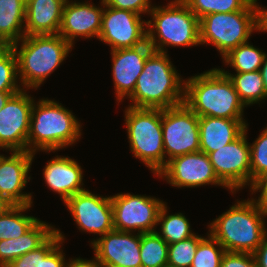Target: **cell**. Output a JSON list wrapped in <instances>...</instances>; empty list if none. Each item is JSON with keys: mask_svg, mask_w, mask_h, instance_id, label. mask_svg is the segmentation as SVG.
Segmentation results:
<instances>
[{"mask_svg": "<svg viewBox=\"0 0 267 267\" xmlns=\"http://www.w3.org/2000/svg\"><path fill=\"white\" fill-rule=\"evenodd\" d=\"M178 74L167 53L152 51L128 97L129 107L166 109L184 103L185 80Z\"/></svg>", "mask_w": 267, "mask_h": 267, "instance_id": "cell-1", "label": "cell"}, {"mask_svg": "<svg viewBox=\"0 0 267 267\" xmlns=\"http://www.w3.org/2000/svg\"><path fill=\"white\" fill-rule=\"evenodd\" d=\"M184 103L198 117L244 119L245 105L230 78L220 68L185 80Z\"/></svg>", "mask_w": 267, "mask_h": 267, "instance_id": "cell-2", "label": "cell"}, {"mask_svg": "<svg viewBox=\"0 0 267 267\" xmlns=\"http://www.w3.org/2000/svg\"><path fill=\"white\" fill-rule=\"evenodd\" d=\"M265 212L252 198L238 201L213 220L209 234L227 252L251 253L261 244L267 233Z\"/></svg>", "mask_w": 267, "mask_h": 267, "instance_id": "cell-3", "label": "cell"}, {"mask_svg": "<svg viewBox=\"0 0 267 267\" xmlns=\"http://www.w3.org/2000/svg\"><path fill=\"white\" fill-rule=\"evenodd\" d=\"M33 103L27 151L55 152L73 145L81 137V124L75 115L54 100Z\"/></svg>", "mask_w": 267, "mask_h": 267, "instance_id": "cell-4", "label": "cell"}, {"mask_svg": "<svg viewBox=\"0 0 267 267\" xmlns=\"http://www.w3.org/2000/svg\"><path fill=\"white\" fill-rule=\"evenodd\" d=\"M11 47L17 58L19 84L27 90L40 87L72 49L59 34L24 36Z\"/></svg>", "mask_w": 267, "mask_h": 267, "instance_id": "cell-5", "label": "cell"}, {"mask_svg": "<svg viewBox=\"0 0 267 267\" xmlns=\"http://www.w3.org/2000/svg\"><path fill=\"white\" fill-rule=\"evenodd\" d=\"M149 15L152 20L147 21V42L153 51L166 53L164 46L200 44L199 18L183 0H172L163 7L155 5Z\"/></svg>", "mask_w": 267, "mask_h": 267, "instance_id": "cell-6", "label": "cell"}, {"mask_svg": "<svg viewBox=\"0 0 267 267\" xmlns=\"http://www.w3.org/2000/svg\"><path fill=\"white\" fill-rule=\"evenodd\" d=\"M200 44H212L224 57L240 44L248 42L253 31L260 32L259 4L246 10L208 14L199 20Z\"/></svg>", "mask_w": 267, "mask_h": 267, "instance_id": "cell-7", "label": "cell"}, {"mask_svg": "<svg viewBox=\"0 0 267 267\" xmlns=\"http://www.w3.org/2000/svg\"><path fill=\"white\" fill-rule=\"evenodd\" d=\"M130 150L152 173L157 175L166 165L161 109L134 108L125 109Z\"/></svg>", "mask_w": 267, "mask_h": 267, "instance_id": "cell-8", "label": "cell"}, {"mask_svg": "<svg viewBox=\"0 0 267 267\" xmlns=\"http://www.w3.org/2000/svg\"><path fill=\"white\" fill-rule=\"evenodd\" d=\"M161 125L166 163L200 151L199 117L185 103L161 109Z\"/></svg>", "mask_w": 267, "mask_h": 267, "instance_id": "cell-9", "label": "cell"}, {"mask_svg": "<svg viewBox=\"0 0 267 267\" xmlns=\"http://www.w3.org/2000/svg\"><path fill=\"white\" fill-rule=\"evenodd\" d=\"M114 230L155 232L163 200L156 197L120 193L111 196Z\"/></svg>", "mask_w": 267, "mask_h": 267, "instance_id": "cell-10", "label": "cell"}, {"mask_svg": "<svg viewBox=\"0 0 267 267\" xmlns=\"http://www.w3.org/2000/svg\"><path fill=\"white\" fill-rule=\"evenodd\" d=\"M231 143L208 154L218 179L236 193L245 185L251 186L250 143L247 142V128Z\"/></svg>", "mask_w": 267, "mask_h": 267, "instance_id": "cell-11", "label": "cell"}, {"mask_svg": "<svg viewBox=\"0 0 267 267\" xmlns=\"http://www.w3.org/2000/svg\"><path fill=\"white\" fill-rule=\"evenodd\" d=\"M140 14L104 3L99 40L111 50L135 48L147 42V21Z\"/></svg>", "mask_w": 267, "mask_h": 267, "instance_id": "cell-12", "label": "cell"}, {"mask_svg": "<svg viewBox=\"0 0 267 267\" xmlns=\"http://www.w3.org/2000/svg\"><path fill=\"white\" fill-rule=\"evenodd\" d=\"M22 90L14 94L0 109V148L27 151L33 97Z\"/></svg>", "mask_w": 267, "mask_h": 267, "instance_id": "cell-13", "label": "cell"}, {"mask_svg": "<svg viewBox=\"0 0 267 267\" xmlns=\"http://www.w3.org/2000/svg\"><path fill=\"white\" fill-rule=\"evenodd\" d=\"M174 187L218 185L227 188L217 177L209 156L202 151L188 153L169 160L157 174Z\"/></svg>", "mask_w": 267, "mask_h": 267, "instance_id": "cell-14", "label": "cell"}, {"mask_svg": "<svg viewBox=\"0 0 267 267\" xmlns=\"http://www.w3.org/2000/svg\"><path fill=\"white\" fill-rule=\"evenodd\" d=\"M66 204L81 231L103 236L114 230L111 196H99L84 190L68 198Z\"/></svg>", "mask_w": 267, "mask_h": 267, "instance_id": "cell-15", "label": "cell"}, {"mask_svg": "<svg viewBox=\"0 0 267 267\" xmlns=\"http://www.w3.org/2000/svg\"><path fill=\"white\" fill-rule=\"evenodd\" d=\"M141 234L112 230L91 241L102 267H141Z\"/></svg>", "mask_w": 267, "mask_h": 267, "instance_id": "cell-16", "label": "cell"}, {"mask_svg": "<svg viewBox=\"0 0 267 267\" xmlns=\"http://www.w3.org/2000/svg\"><path fill=\"white\" fill-rule=\"evenodd\" d=\"M34 156L29 151H11L9 157L0 154V196L10 205L33 203L32 195L22 191L31 179L28 172Z\"/></svg>", "mask_w": 267, "mask_h": 267, "instance_id": "cell-17", "label": "cell"}, {"mask_svg": "<svg viewBox=\"0 0 267 267\" xmlns=\"http://www.w3.org/2000/svg\"><path fill=\"white\" fill-rule=\"evenodd\" d=\"M101 8L90 4V2H71L66 0L61 25L58 34L61 35L72 47L74 40L81 38H99L104 3L101 1ZM103 7V8H102Z\"/></svg>", "mask_w": 267, "mask_h": 267, "instance_id": "cell-18", "label": "cell"}, {"mask_svg": "<svg viewBox=\"0 0 267 267\" xmlns=\"http://www.w3.org/2000/svg\"><path fill=\"white\" fill-rule=\"evenodd\" d=\"M152 51L148 42L135 48L111 50L112 76L118 103L133 93L138 76Z\"/></svg>", "mask_w": 267, "mask_h": 267, "instance_id": "cell-19", "label": "cell"}, {"mask_svg": "<svg viewBox=\"0 0 267 267\" xmlns=\"http://www.w3.org/2000/svg\"><path fill=\"white\" fill-rule=\"evenodd\" d=\"M43 170L47 186L53 192L58 193L63 202L74 194L86 190L83 188L81 166L68 156H56L47 162Z\"/></svg>", "mask_w": 267, "mask_h": 267, "instance_id": "cell-20", "label": "cell"}, {"mask_svg": "<svg viewBox=\"0 0 267 267\" xmlns=\"http://www.w3.org/2000/svg\"><path fill=\"white\" fill-rule=\"evenodd\" d=\"M243 119L199 117L200 151H216L237 139L246 127Z\"/></svg>", "mask_w": 267, "mask_h": 267, "instance_id": "cell-21", "label": "cell"}, {"mask_svg": "<svg viewBox=\"0 0 267 267\" xmlns=\"http://www.w3.org/2000/svg\"><path fill=\"white\" fill-rule=\"evenodd\" d=\"M66 0H27L25 36L58 34Z\"/></svg>", "mask_w": 267, "mask_h": 267, "instance_id": "cell-22", "label": "cell"}, {"mask_svg": "<svg viewBox=\"0 0 267 267\" xmlns=\"http://www.w3.org/2000/svg\"><path fill=\"white\" fill-rule=\"evenodd\" d=\"M56 228L39 220L27 233L17 239L0 240V267H6L21 255L38 249L54 233Z\"/></svg>", "mask_w": 267, "mask_h": 267, "instance_id": "cell-23", "label": "cell"}, {"mask_svg": "<svg viewBox=\"0 0 267 267\" xmlns=\"http://www.w3.org/2000/svg\"><path fill=\"white\" fill-rule=\"evenodd\" d=\"M26 0H0V40L11 46L25 36Z\"/></svg>", "mask_w": 267, "mask_h": 267, "instance_id": "cell-24", "label": "cell"}, {"mask_svg": "<svg viewBox=\"0 0 267 267\" xmlns=\"http://www.w3.org/2000/svg\"><path fill=\"white\" fill-rule=\"evenodd\" d=\"M220 70L230 78L245 107L266 100L267 93L260 70L236 74H231L225 69Z\"/></svg>", "mask_w": 267, "mask_h": 267, "instance_id": "cell-25", "label": "cell"}, {"mask_svg": "<svg viewBox=\"0 0 267 267\" xmlns=\"http://www.w3.org/2000/svg\"><path fill=\"white\" fill-rule=\"evenodd\" d=\"M31 206L11 205L0 214V240L17 239L39 221L36 217L23 214Z\"/></svg>", "mask_w": 267, "mask_h": 267, "instance_id": "cell-26", "label": "cell"}, {"mask_svg": "<svg viewBox=\"0 0 267 267\" xmlns=\"http://www.w3.org/2000/svg\"><path fill=\"white\" fill-rule=\"evenodd\" d=\"M167 206L164 204L158 215V222L160 232L156 233L168 244L185 240L196 233L192 232L190 223L188 222L185 215L182 213H175L168 215Z\"/></svg>", "mask_w": 267, "mask_h": 267, "instance_id": "cell-27", "label": "cell"}, {"mask_svg": "<svg viewBox=\"0 0 267 267\" xmlns=\"http://www.w3.org/2000/svg\"><path fill=\"white\" fill-rule=\"evenodd\" d=\"M262 51L246 42L229 51L222 59L224 64L230 65L236 73L258 71L266 54Z\"/></svg>", "mask_w": 267, "mask_h": 267, "instance_id": "cell-28", "label": "cell"}, {"mask_svg": "<svg viewBox=\"0 0 267 267\" xmlns=\"http://www.w3.org/2000/svg\"><path fill=\"white\" fill-rule=\"evenodd\" d=\"M141 267H163L168 263V244L155 232L141 233Z\"/></svg>", "mask_w": 267, "mask_h": 267, "instance_id": "cell-29", "label": "cell"}, {"mask_svg": "<svg viewBox=\"0 0 267 267\" xmlns=\"http://www.w3.org/2000/svg\"><path fill=\"white\" fill-rule=\"evenodd\" d=\"M199 20L214 13H230L246 10L251 0H183Z\"/></svg>", "mask_w": 267, "mask_h": 267, "instance_id": "cell-30", "label": "cell"}, {"mask_svg": "<svg viewBox=\"0 0 267 267\" xmlns=\"http://www.w3.org/2000/svg\"><path fill=\"white\" fill-rule=\"evenodd\" d=\"M17 58L11 46L0 49V92L22 91L18 85Z\"/></svg>", "mask_w": 267, "mask_h": 267, "instance_id": "cell-31", "label": "cell"}, {"mask_svg": "<svg viewBox=\"0 0 267 267\" xmlns=\"http://www.w3.org/2000/svg\"><path fill=\"white\" fill-rule=\"evenodd\" d=\"M64 235L60 230L56 232L38 249L21 255L6 267H42L44 259L60 244L64 243Z\"/></svg>", "mask_w": 267, "mask_h": 267, "instance_id": "cell-32", "label": "cell"}, {"mask_svg": "<svg viewBox=\"0 0 267 267\" xmlns=\"http://www.w3.org/2000/svg\"><path fill=\"white\" fill-rule=\"evenodd\" d=\"M225 252L224 247L208 234L207 238L205 237L199 242L190 267H220Z\"/></svg>", "mask_w": 267, "mask_h": 267, "instance_id": "cell-33", "label": "cell"}, {"mask_svg": "<svg viewBox=\"0 0 267 267\" xmlns=\"http://www.w3.org/2000/svg\"><path fill=\"white\" fill-rule=\"evenodd\" d=\"M203 238L195 234L185 240L168 245V263L176 267H190L194 260L197 246Z\"/></svg>", "mask_w": 267, "mask_h": 267, "instance_id": "cell-34", "label": "cell"}, {"mask_svg": "<svg viewBox=\"0 0 267 267\" xmlns=\"http://www.w3.org/2000/svg\"><path fill=\"white\" fill-rule=\"evenodd\" d=\"M251 185L261 175L267 173V127L250 144Z\"/></svg>", "mask_w": 267, "mask_h": 267, "instance_id": "cell-35", "label": "cell"}, {"mask_svg": "<svg viewBox=\"0 0 267 267\" xmlns=\"http://www.w3.org/2000/svg\"><path fill=\"white\" fill-rule=\"evenodd\" d=\"M220 267H257L254 255L251 253L225 252Z\"/></svg>", "mask_w": 267, "mask_h": 267, "instance_id": "cell-36", "label": "cell"}, {"mask_svg": "<svg viewBox=\"0 0 267 267\" xmlns=\"http://www.w3.org/2000/svg\"><path fill=\"white\" fill-rule=\"evenodd\" d=\"M150 0H108L106 4L112 8L129 10L137 14H149L152 10Z\"/></svg>", "mask_w": 267, "mask_h": 267, "instance_id": "cell-37", "label": "cell"}, {"mask_svg": "<svg viewBox=\"0 0 267 267\" xmlns=\"http://www.w3.org/2000/svg\"><path fill=\"white\" fill-rule=\"evenodd\" d=\"M250 191L260 192L258 200L252 198L265 212H267V173L259 176L250 186Z\"/></svg>", "mask_w": 267, "mask_h": 267, "instance_id": "cell-38", "label": "cell"}, {"mask_svg": "<svg viewBox=\"0 0 267 267\" xmlns=\"http://www.w3.org/2000/svg\"><path fill=\"white\" fill-rule=\"evenodd\" d=\"M60 243L42 262V267H65V255L61 249Z\"/></svg>", "mask_w": 267, "mask_h": 267, "instance_id": "cell-39", "label": "cell"}, {"mask_svg": "<svg viewBox=\"0 0 267 267\" xmlns=\"http://www.w3.org/2000/svg\"><path fill=\"white\" fill-rule=\"evenodd\" d=\"M257 267H267V233L259 247L253 253Z\"/></svg>", "mask_w": 267, "mask_h": 267, "instance_id": "cell-40", "label": "cell"}, {"mask_svg": "<svg viewBox=\"0 0 267 267\" xmlns=\"http://www.w3.org/2000/svg\"><path fill=\"white\" fill-rule=\"evenodd\" d=\"M65 267H102L98 260L94 257L93 260H86L82 258L71 259L66 263Z\"/></svg>", "mask_w": 267, "mask_h": 267, "instance_id": "cell-41", "label": "cell"}, {"mask_svg": "<svg viewBox=\"0 0 267 267\" xmlns=\"http://www.w3.org/2000/svg\"><path fill=\"white\" fill-rule=\"evenodd\" d=\"M260 31L267 32V9L259 6Z\"/></svg>", "mask_w": 267, "mask_h": 267, "instance_id": "cell-42", "label": "cell"}, {"mask_svg": "<svg viewBox=\"0 0 267 267\" xmlns=\"http://www.w3.org/2000/svg\"><path fill=\"white\" fill-rule=\"evenodd\" d=\"M20 91H1L0 92V109L5 106L7 101L16 93Z\"/></svg>", "mask_w": 267, "mask_h": 267, "instance_id": "cell-43", "label": "cell"}, {"mask_svg": "<svg viewBox=\"0 0 267 267\" xmlns=\"http://www.w3.org/2000/svg\"><path fill=\"white\" fill-rule=\"evenodd\" d=\"M260 72L262 75L265 91L267 93V54H265L262 66L260 68Z\"/></svg>", "mask_w": 267, "mask_h": 267, "instance_id": "cell-44", "label": "cell"}, {"mask_svg": "<svg viewBox=\"0 0 267 267\" xmlns=\"http://www.w3.org/2000/svg\"><path fill=\"white\" fill-rule=\"evenodd\" d=\"M11 205L0 196V214H2L6 209H8Z\"/></svg>", "mask_w": 267, "mask_h": 267, "instance_id": "cell-45", "label": "cell"}, {"mask_svg": "<svg viewBox=\"0 0 267 267\" xmlns=\"http://www.w3.org/2000/svg\"><path fill=\"white\" fill-rule=\"evenodd\" d=\"M6 47V45L0 40V49Z\"/></svg>", "mask_w": 267, "mask_h": 267, "instance_id": "cell-46", "label": "cell"}, {"mask_svg": "<svg viewBox=\"0 0 267 267\" xmlns=\"http://www.w3.org/2000/svg\"><path fill=\"white\" fill-rule=\"evenodd\" d=\"M163 267H176V266H174V265H171V264L167 263V264H166V265H164Z\"/></svg>", "mask_w": 267, "mask_h": 267, "instance_id": "cell-47", "label": "cell"}]
</instances>
